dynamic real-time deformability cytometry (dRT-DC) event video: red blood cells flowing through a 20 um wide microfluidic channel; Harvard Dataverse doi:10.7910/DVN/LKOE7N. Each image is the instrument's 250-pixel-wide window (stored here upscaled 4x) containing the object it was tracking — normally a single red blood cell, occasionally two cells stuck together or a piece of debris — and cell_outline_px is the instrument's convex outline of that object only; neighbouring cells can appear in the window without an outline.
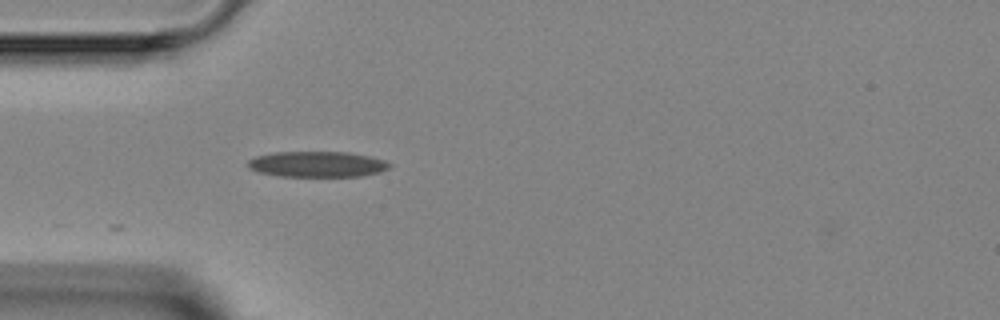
{"species": "Egyptian fruit bat (a non-hibernating species)", "species_latin": "Rousettus aegyptiacus", "temperature_condition": "room temperature", "stored_images_in_passage": 1, "camera_frame_rate_fps": 3000, "um_per_image_px": 0.085, "animal": {"sex": "female"}, "frame": {"image": 1, "passage_image": 1, "time_ms": 0.0, "image_size_px": [1000, 320], "cell_outline_px": [[392, 164], [388, 168], [380, 172], [360, 176], [280, 176], [256, 172], [248, 168], [248, 160], [256, 156], [276, 152], [348, 152], [368, 156], [384, 160]], "centroid_in_image_um": [26.94, 13.96], "position_along_channel_um": 58.1, "area_um2": 21.15}}